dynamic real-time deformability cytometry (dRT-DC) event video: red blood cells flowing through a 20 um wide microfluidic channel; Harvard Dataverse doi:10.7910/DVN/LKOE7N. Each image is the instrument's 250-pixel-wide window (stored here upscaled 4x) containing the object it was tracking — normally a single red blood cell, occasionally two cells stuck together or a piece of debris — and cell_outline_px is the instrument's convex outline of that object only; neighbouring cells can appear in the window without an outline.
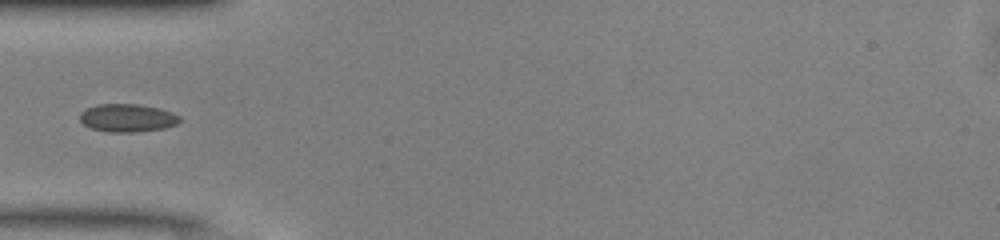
{"species": "common noctule bat (a hibernating species)", "species_latin": "Nyctalus noctula", "temperature_condition": "warm", "stored_images_in_passage": 35, "camera_frame_rate_fps": 3000, "um_per_image_px": 0.085, "animal": {"sex": "male", "body_mass_g": 13.0, "forearm_length_mm": 53.1}, "frame": {"image": 1, "passage_image": 1, "time_ms": 0.0, "image_size_px": [1000, 240], "cell_outline_px": [[180, 120], [176, 124], [164, 128], [136, 132], [108, 132], [92, 128], [84, 124], [80, 120], [80, 112], [96, 104], [140, 104], [160, 108], [172, 112], [180, 116]], "centroid_in_image_um": [10.84, 10.01], "position_along_channel_um": 74.2, "area_um2": 16.3}}
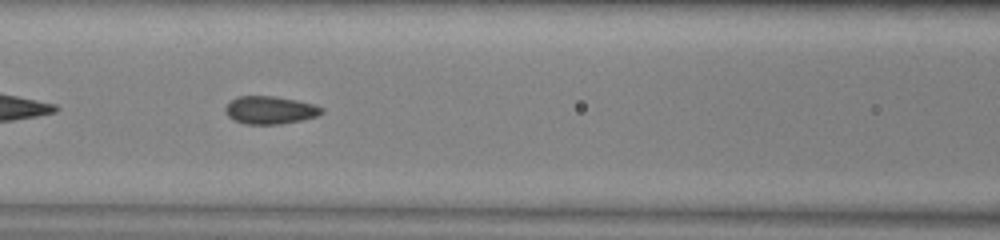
{"frame": {"image": 2, "passage_image": 6, "time_ms": 1.667, "image_size_px": [1000, 240], "cell_outline_px": [[324, 112], [316, 116], [300, 120], [280, 124], [244, 124], [232, 120], [228, 116], [224, 108], [236, 96], [272, 96], [296, 100], [312, 104], [324, 108]], "centroid_in_image_um": [22.93, 9.36], "position_along_channel_um": 143.7, "area_um2": 15.55}}